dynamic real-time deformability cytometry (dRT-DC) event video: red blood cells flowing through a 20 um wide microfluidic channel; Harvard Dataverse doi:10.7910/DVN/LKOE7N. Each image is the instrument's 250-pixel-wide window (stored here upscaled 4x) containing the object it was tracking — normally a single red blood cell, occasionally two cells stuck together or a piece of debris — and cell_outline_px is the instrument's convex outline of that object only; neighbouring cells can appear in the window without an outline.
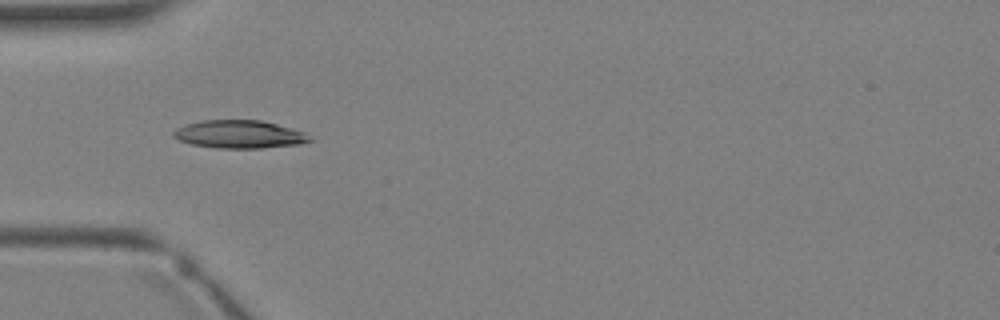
{"species": "Egyptian fruit bat (a non-hibernating species)", "species_latin": "Rousettus aegyptiacus", "temperature_condition": "warm", "stored_images_in_passage": 2, "camera_frame_rate_fps": 3000, "um_per_image_px": 0.085, "animal": {"sex": "female"}, "frame": {"image": 1, "passage_image": 2, "time_ms": 1.333, "image_size_px": [1000, 320], "cell_outline_px": [[312, 140], [300, 144], [260, 148], [216, 148], [192, 144], [180, 140], [172, 136], [172, 132], [176, 128], [184, 124], [200, 120], [260, 120], [292, 128], [304, 132]], "centroid_in_image_um": [20.3, 11.41], "position_along_channel_um": 64.7, "area_um2": 22.2}}